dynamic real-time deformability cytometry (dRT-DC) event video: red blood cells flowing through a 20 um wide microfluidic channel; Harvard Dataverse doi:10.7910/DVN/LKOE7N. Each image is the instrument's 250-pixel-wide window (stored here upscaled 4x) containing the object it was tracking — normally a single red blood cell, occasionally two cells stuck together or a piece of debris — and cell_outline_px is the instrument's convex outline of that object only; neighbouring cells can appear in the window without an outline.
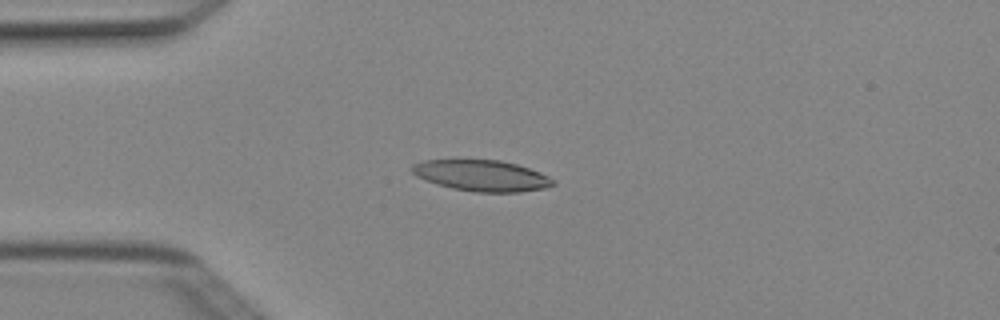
{"species": "Egyptian fruit bat (a non-hibernating species)", "species_latin": "Rousettus aegyptiacus", "temperature_condition": "cold", "stored_images_in_passage": 3, "camera_frame_rate_fps": 3000, "um_per_image_px": 0.085, "animal": {"sex": "female"}, "frame": {"image": 1, "passage_image": 2, "time_ms": 0.333, "image_size_px": [1000, 320], "cell_outline_px": [[556, 184], [544, 188], [520, 192], [476, 192], [452, 188], [436, 184], [424, 180], [416, 176], [408, 168], [412, 164], [424, 160], [500, 160], [516, 164], [540, 172], [556, 180]], "centroid_in_image_um": [40.92, 14.93], "position_along_channel_um": 44.1, "area_um2": 25.66}}